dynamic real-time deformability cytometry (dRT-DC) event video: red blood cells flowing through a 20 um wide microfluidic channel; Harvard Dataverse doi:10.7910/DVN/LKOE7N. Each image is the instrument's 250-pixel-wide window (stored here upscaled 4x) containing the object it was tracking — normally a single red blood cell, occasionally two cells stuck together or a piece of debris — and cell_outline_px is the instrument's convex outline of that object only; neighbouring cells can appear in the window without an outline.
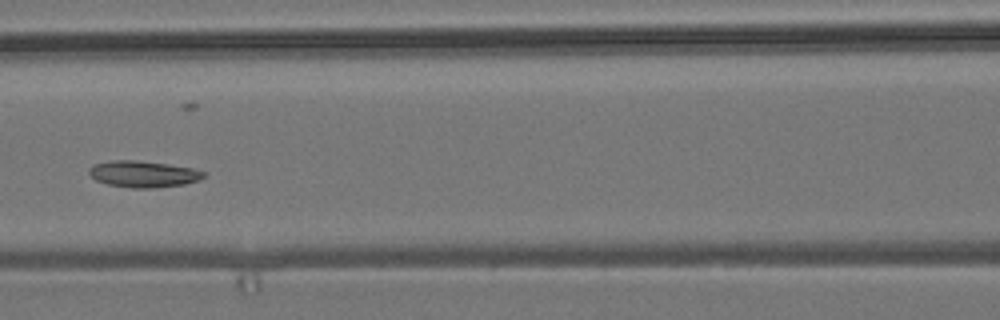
{"species": "common noctule bat (a hibernating species)", "species_latin": "Nyctalus noctula", "temperature_condition": "room temperature", "stored_images_in_passage": 12, "camera_frame_rate_fps": 3000, "um_per_image_px": 0.085, "animal": {"sex": "male", "body_mass_g": 19.2, "forearm_length_mm": 51.8}, "frame": {"image": 1, "passage_image": 4, "time_ms": 1.0, "image_size_px": [1000, 320], "cell_outline_px": [[204, 176], [200, 180], [184, 184], [156, 188], [132, 188], [108, 184], [96, 180], [88, 172], [88, 168], [92, 164], [112, 160], [136, 160], [168, 164], [192, 168], [204, 172]], "centroid_in_image_um": [12.16, 14.79], "position_along_channel_um": 154.4, "area_um2": 17.69}}
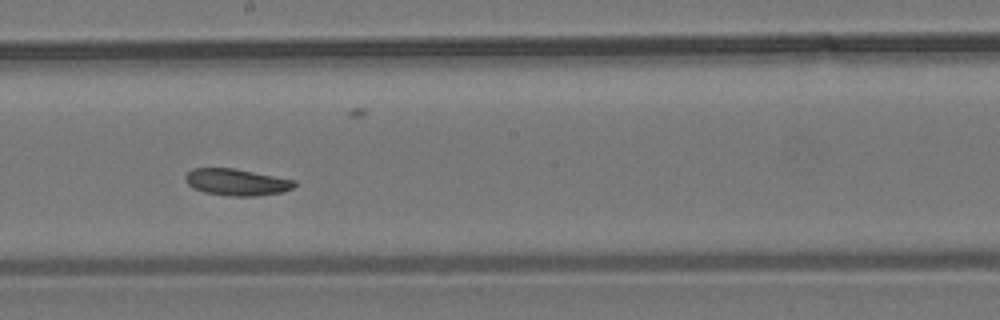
{"frame": {"image": 2, "passage_image": 6, "time_ms": 1.667, "image_size_px": [1000, 320], "cell_outline_px": [[296, 184], [292, 188], [280, 192], [256, 196], [232, 196], [204, 192], [192, 188], [184, 180], [184, 176], [192, 168], [236, 168], [296, 180]], "centroid_in_image_um": [20.09, 15.47], "position_along_channel_um": 228.1, "area_um2": 17.05}}
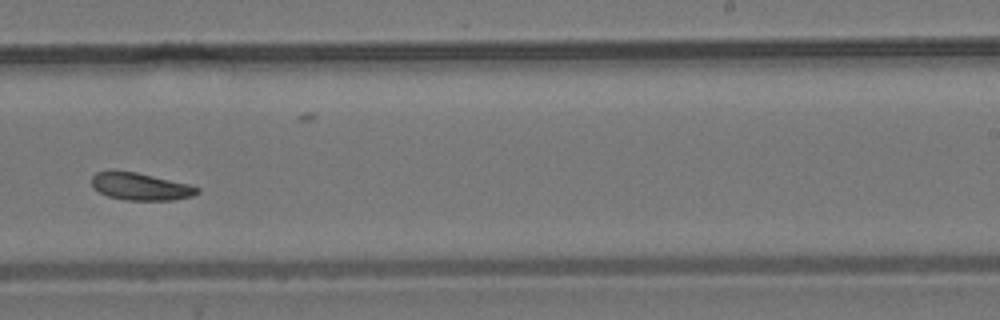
{"frame": {"image": 3, "passage_image": 7, "time_ms": 2.0, "image_size_px": [1000, 320], "cell_outline_px": [[200, 192], [192, 196], [172, 200], [124, 200], [108, 196], [92, 188], [92, 176], [96, 172], [112, 168], [136, 172], [188, 184], [200, 188]], "centroid_in_image_um": [11.88, 15.83], "position_along_channel_um": 277.1, "area_um2": 17.11}}